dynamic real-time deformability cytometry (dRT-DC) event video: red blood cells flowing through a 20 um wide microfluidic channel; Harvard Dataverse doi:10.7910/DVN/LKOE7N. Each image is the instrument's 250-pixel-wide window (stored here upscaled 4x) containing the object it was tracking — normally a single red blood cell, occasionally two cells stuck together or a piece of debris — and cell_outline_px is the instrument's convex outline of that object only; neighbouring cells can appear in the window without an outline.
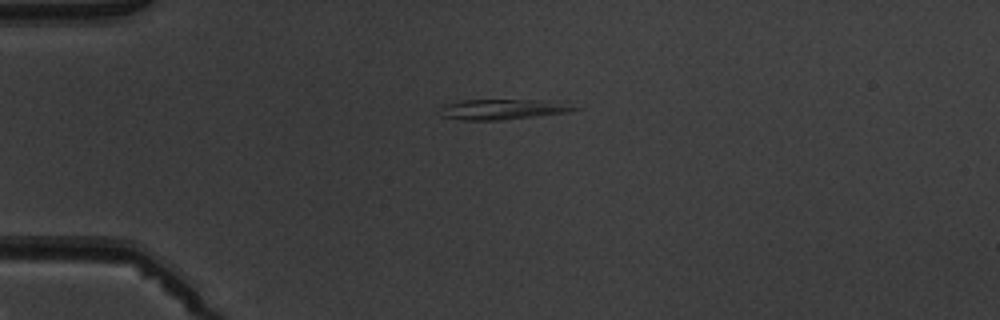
{"species": "common noctule bat (a hibernating species)", "species_latin": "Nyctalus noctula", "temperature_condition": "warm", "stored_images_in_passage": 4, "camera_frame_rate_fps": 3000, "um_per_image_px": 0.085, "animal": {"sex": "male", "body_mass_g": 19.5, "forearm_length_mm": 54.6}, "frame": {"image": 1, "passage_image": 1, "time_ms": 0.0, "image_size_px": [1000, 320], "cell_outline_px": [[584, 108], [568, 112], [500, 120], [460, 120], [440, 116], [440, 108], [444, 104], [460, 100], [564, 100]], "centroid_in_image_um": [42.83, 9.27], "position_along_channel_um": 42.2, "area_um2": 16.42}}
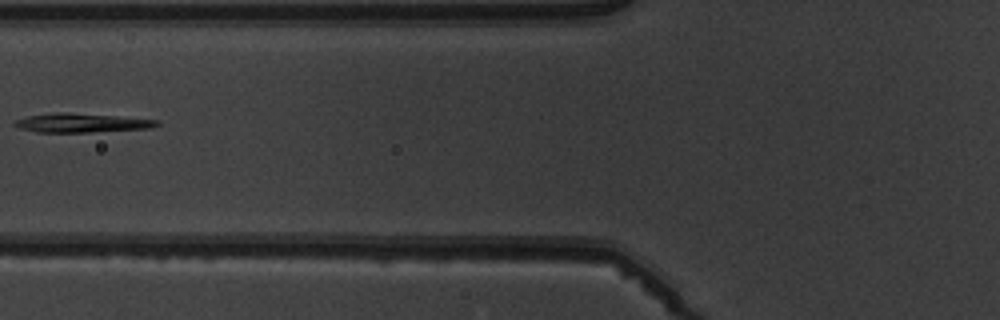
{"frame": {"image": 2, "passage_image": 3, "time_ms": 2.667, "image_size_px": [1000, 320], "cell_outline_px": [[160, 124], [152, 128], [92, 132], [36, 132], [20, 128], [12, 124], [16, 120], [28, 116], [56, 112], [116, 116], [160, 120]], "centroid_in_image_um": [6.96, 10.45], "position_along_channel_um": 118.8, "area_um2": 15.61}}
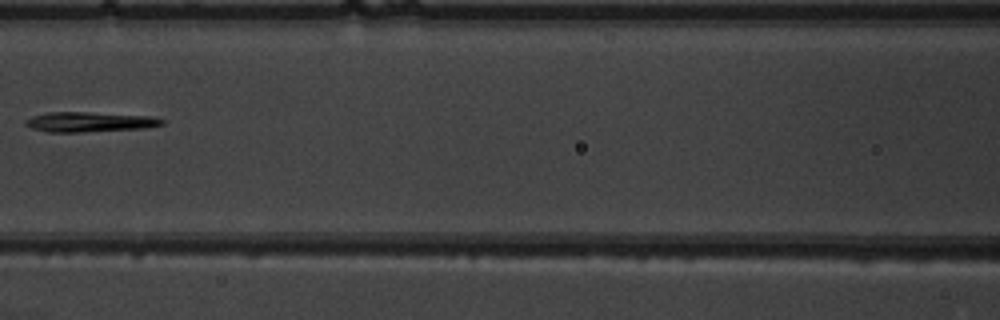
{"frame": {"image": 3, "passage_image": 4, "time_ms": 3.667, "image_size_px": [1000, 320], "cell_outline_px": [[164, 124], [148, 128], [84, 132], [48, 132], [32, 128], [24, 124], [24, 120], [32, 116], [48, 112], [88, 112], [152, 116], [164, 120]], "centroid_in_image_um": [7.62, 10.36], "position_along_channel_um": 159.0, "area_um2": 16.01}}